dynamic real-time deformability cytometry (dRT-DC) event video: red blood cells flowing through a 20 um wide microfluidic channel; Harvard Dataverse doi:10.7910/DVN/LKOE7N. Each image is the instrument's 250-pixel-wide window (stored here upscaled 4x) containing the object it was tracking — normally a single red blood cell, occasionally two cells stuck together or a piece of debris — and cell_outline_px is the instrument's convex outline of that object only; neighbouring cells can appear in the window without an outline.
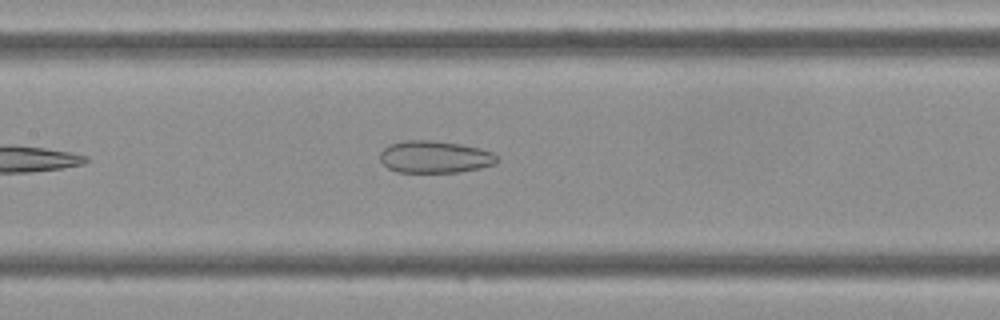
{"species": "Egyptian fruit bat (a non-hibernating species)", "species_latin": "Rousettus aegyptiacus", "temperature_condition": "cold", "stored_images_in_passage": 8, "camera_frame_rate_fps": 3000, "um_per_image_px": 0.085, "frame": {"image": 1, "passage_image": 7, "time_ms": 2.0, "image_size_px": [1000, 320], "cell_outline_px": [[500, 160], [496, 164], [480, 168], [460, 172], [396, 172], [388, 168], [380, 160], [380, 152], [388, 144], [400, 140], [432, 140], [460, 144], [480, 148], [492, 152], [500, 156]], "centroid_in_image_um": [36.98, 13.33], "position_along_channel_um": 170.4, "area_um2": 22.31}}